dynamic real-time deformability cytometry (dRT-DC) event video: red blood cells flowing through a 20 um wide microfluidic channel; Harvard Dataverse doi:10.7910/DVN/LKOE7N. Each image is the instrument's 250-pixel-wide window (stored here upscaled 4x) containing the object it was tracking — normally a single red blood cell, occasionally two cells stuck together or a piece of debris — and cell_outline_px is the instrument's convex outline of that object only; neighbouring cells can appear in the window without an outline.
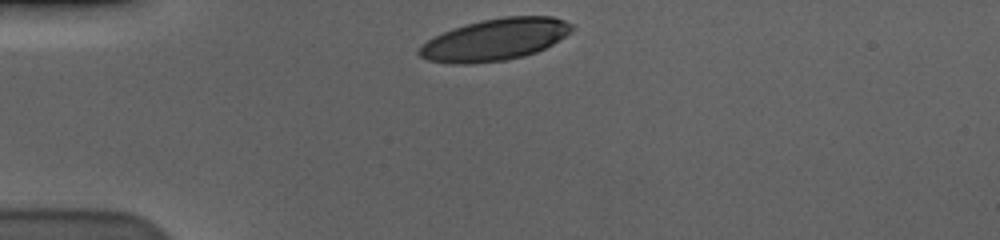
{"species": "human", "species_latin": "Homo sapiens", "temperature_condition": "cold", "stored_images_in_passage": 33, "camera_frame_rate_fps": 3000, "um_per_image_px": 0.085, "donor": {"sex": "male"}, "frame": {"image": 1, "passage_image": 1, "time_ms": 0.0, "image_size_px": [1000, 240], "cell_outline_px": [[576, 28], [552, 44], [536, 52], [524, 56], [504, 60], [472, 64], [448, 64], [428, 60], [420, 56], [416, 52], [428, 40], [452, 28], [480, 20], [504, 16], [552, 16], [564, 20], [572, 24]], "centroid_in_image_um": [42.08, 3.37], "position_along_channel_um": 42.9, "area_um2": 37.17}}
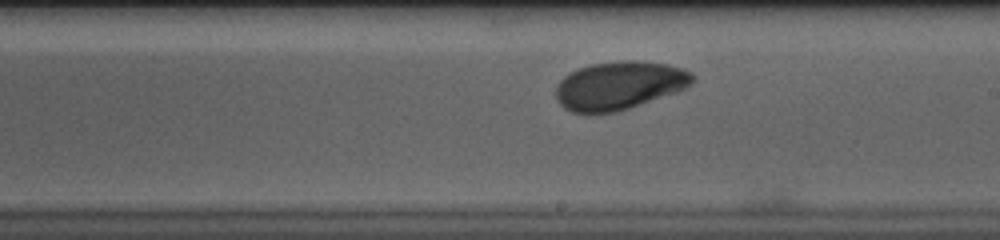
{"frame": {"image": 2, "passage_image": 20, "time_ms": 6.333, "image_size_px": [1000, 240], "cell_outline_px": [[696, 80], [692, 84], [676, 92], [616, 112], [588, 116], [572, 112], [564, 108], [556, 100], [556, 84], [564, 76], [580, 68], [592, 64], [620, 60], [632, 60], [668, 64], [684, 68], [692, 72], [696, 76]], "centroid_in_image_um": [52.63, 7.29], "position_along_channel_um": 236.4, "area_um2": 39.02}}
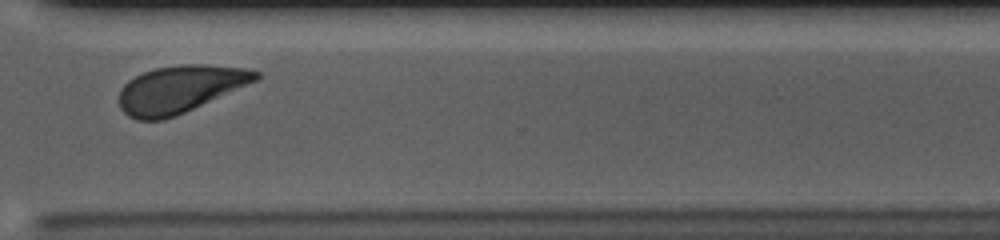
{"frame": {"image": 3, "passage_image": 30, "time_ms": 9.667, "image_size_px": [1000, 240], "cell_outline_px": [[260, 76], [256, 80], [176, 116], [164, 120], [136, 120], [128, 116], [120, 108], [116, 100], [120, 88], [128, 80], [144, 72], [156, 68], [180, 64], [204, 64], [244, 68], [260, 72]], "centroid_in_image_um": [15.21, 7.58], "position_along_channel_um": 355.4, "area_um2": 37.57}, "authors_computed_cell_mechanics": {"area_um2": 37.9746, "velocity_mm_per_s": 3.5579, "shape_relaxation_time_tau1_ms": 3.6566, "shape_relaxation_time_tau2_ms": 6.459, "deformation_change_tau1": 0.1806, "deformation_change_tau2": 0.1268}}